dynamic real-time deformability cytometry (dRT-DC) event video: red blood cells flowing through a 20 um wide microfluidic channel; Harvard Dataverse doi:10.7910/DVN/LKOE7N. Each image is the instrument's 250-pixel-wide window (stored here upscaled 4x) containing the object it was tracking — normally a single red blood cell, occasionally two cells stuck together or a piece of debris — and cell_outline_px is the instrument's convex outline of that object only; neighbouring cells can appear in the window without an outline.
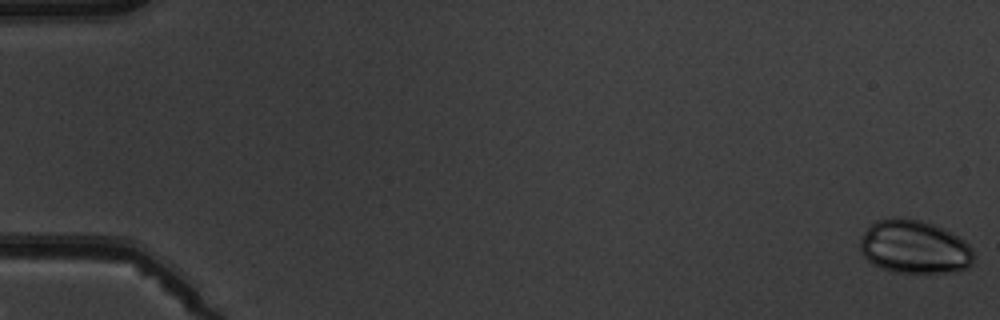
{"species": "common noctule bat (a hibernating species)", "species_latin": "Nyctalus noctula", "temperature_condition": "warm", "stored_images_in_passage": 8, "camera_frame_rate_fps": 3000, "um_per_image_px": 0.085, "animal": {"sex": "male", "body_mass_g": 19.5, "forearm_length_mm": 54.6}, "frame": {"image": 1, "passage_image": 1, "time_ms": 0.0, "image_size_px": [1000, 320], "cell_outline_px": [[972, 264], [968, 268], [948, 272], [892, 272], [880, 268], [872, 264], [860, 252], [860, 240], [864, 232], [876, 220], [892, 216], [896, 216], [920, 220], [944, 228], [952, 232], [964, 240], [972, 248]], "centroid_in_image_um": [77.7, 20.97], "position_along_channel_um": 7.3, "area_um2": 35.55}}
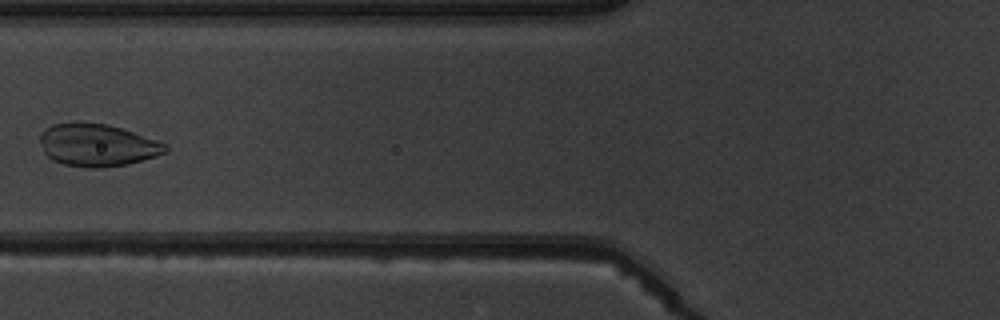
{"frame": {"image": 2, "passage_image": 7, "time_ms": 7.333, "image_size_px": [1000, 320], "cell_outline_px": [[168, 152], [156, 156], [124, 164], [100, 168], [88, 168], [64, 164], [52, 160], [44, 152], [40, 140], [40, 132], [44, 128], [52, 124], [76, 120], [108, 124], [168, 144]], "centroid_in_image_um": [8.23, 12.3], "position_along_channel_um": 117.6, "area_um2": 31.27}}
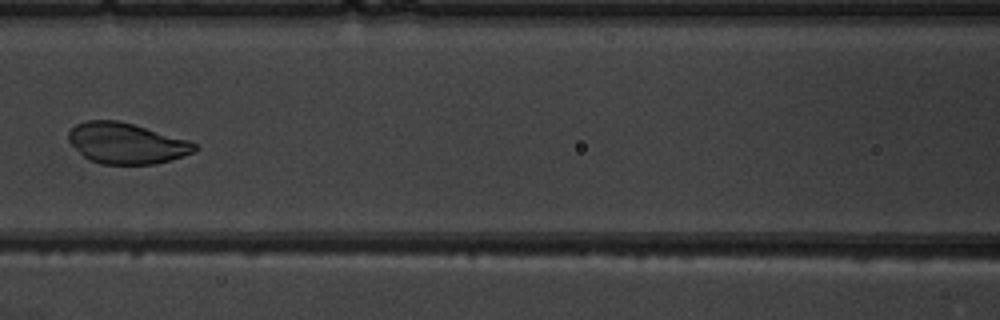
{"frame": {"image": 3, "passage_image": 8, "time_ms": 8.333, "image_size_px": [1000, 320], "cell_outline_px": [[196, 152], [156, 164], [100, 164], [88, 160], [68, 140], [68, 132], [76, 124], [88, 120], [120, 120], [188, 140], [196, 144]], "centroid_in_image_um": [10.74, 12.18], "position_along_channel_um": 155.9, "area_um2": 29.94}}